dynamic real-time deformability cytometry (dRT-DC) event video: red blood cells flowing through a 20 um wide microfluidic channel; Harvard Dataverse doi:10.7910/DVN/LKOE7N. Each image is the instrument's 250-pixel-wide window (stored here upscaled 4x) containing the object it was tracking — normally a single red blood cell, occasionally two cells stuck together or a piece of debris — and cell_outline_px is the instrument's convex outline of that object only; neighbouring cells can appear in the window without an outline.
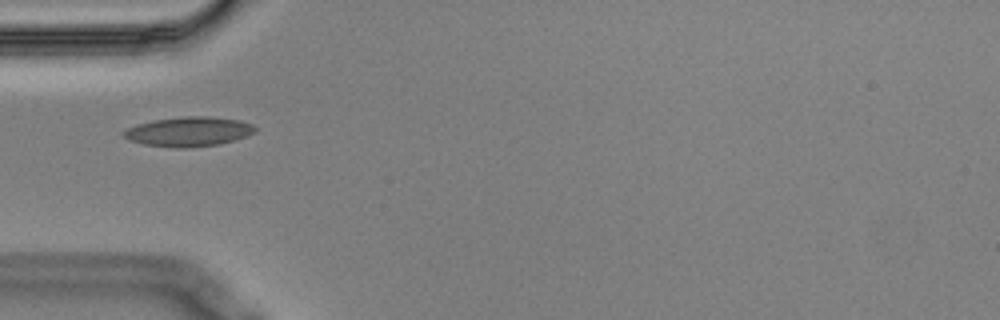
{"species": "Egyptian fruit bat (a non-hibernating species)", "species_latin": "Rousettus aegyptiacus", "temperature_condition": "cold", "stored_images_in_passage": 5, "camera_frame_rate_fps": 3000, "um_per_image_px": 0.085, "animal": {"sex": "male"}, "frame": {"image": 1, "passage_image": 1, "time_ms": 0.0, "image_size_px": [1000, 320], "cell_outline_px": [[256, 132], [220, 144], [188, 148], [176, 148], [144, 144], [128, 140], [120, 132], [136, 124], [152, 120], [184, 116], [208, 116], [240, 120], [252, 124], [256, 128]], "centroid_in_image_um": [16.0, 11.18], "position_along_channel_um": 69.0, "area_um2": 22.72}}